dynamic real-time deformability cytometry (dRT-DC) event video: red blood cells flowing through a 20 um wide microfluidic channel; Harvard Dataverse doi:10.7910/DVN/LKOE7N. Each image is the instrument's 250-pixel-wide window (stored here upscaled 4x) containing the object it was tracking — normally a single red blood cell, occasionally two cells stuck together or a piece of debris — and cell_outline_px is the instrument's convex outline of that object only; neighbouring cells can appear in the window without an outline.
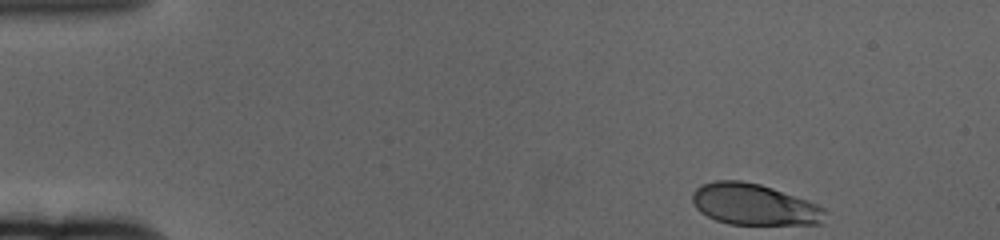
{"species": "human", "species_latin": "Homo sapiens", "temperature_condition": "cold", "stored_images_in_passage": 55, "camera_frame_rate_fps": 3000, "um_per_image_px": 0.085, "donor": {"sex": "female"}, "frame": {"image": 1, "passage_image": 1, "time_ms": 0.0, "image_size_px": [1000, 240], "cell_outline_px": [[828, 212], [824, 224], [728, 224], [716, 220], [700, 212], [696, 208], [692, 200], [692, 192], [700, 184], [716, 180], [740, 180], [760, 184], [808, 200], [824, 208]], "centroid_in_image_um": [64.12, 17.38], "position_along_channel_um": 20.9, "area_um2": 32.19}}
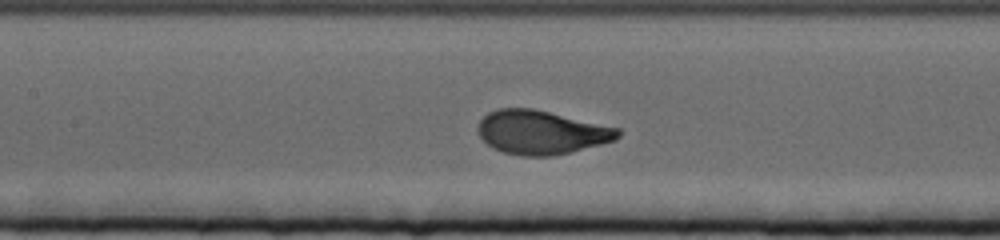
{"frame": {"image": 2, "passage_image": 23, "time_ms": 7.333, "image_size_px": [1000, 240], "cell_outline_px": [[620, 136], [616, 140], [552, 156], [520, 156], [504, 152], [492, 148], [480, 136], [476, 128], [480, 120], [488, 112], [500, 108], [532, 108], [620, 128]], "centroid_in_image_um": [45.99, 11.24], "position_along_channel_um": 161.4, "area_um2": 35.6}}
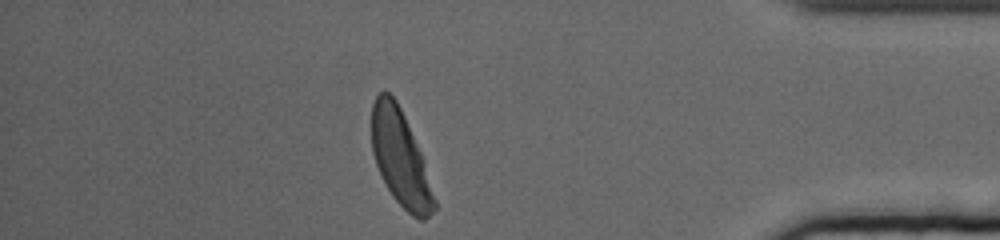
{"frame": {"image": 3, "passage_image": 48, "time_ms": 15.667, "image_size_px": [1000, 240], "cell_outline_px": [[436, 208], [424, 220], [420, 220], [412, 216], [392, 196], [376, 164], [372, 152], [372, 104], [376, 96], [384, 88], [396, 100], [404, 116], [420, 152], [436, 200]], "centroid_in_image_um": [34.02, 13.44], "position_along_channel_um": 401.2, "area_um2": 34.22}, "authors_computed_cell_mechanics": {"area_um2": 35.2002, "velocity_mm_per_s": 3.2876, "shape_relaxation_time_tau1_ms": 3.0581, "shape_relaxation_time_tau2_ms": null, "deformation_change_tau1": 0.1494, "deformation_change_tau2": null}}